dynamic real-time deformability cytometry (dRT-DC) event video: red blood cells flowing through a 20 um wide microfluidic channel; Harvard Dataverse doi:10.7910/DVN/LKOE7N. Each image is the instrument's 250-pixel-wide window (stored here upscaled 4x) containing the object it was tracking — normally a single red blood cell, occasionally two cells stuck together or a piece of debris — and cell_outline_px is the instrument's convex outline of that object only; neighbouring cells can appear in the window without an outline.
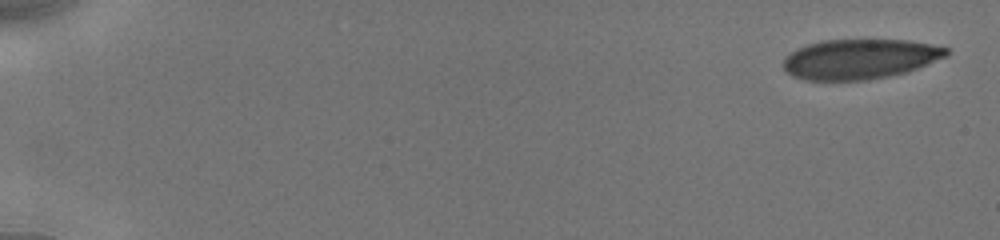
{"species": "human", "species_latin": "Homo sapiens", "temperature_condition": "cold", "stored_images_in_passage": 6, "camera_frame_rate_fps": 3000, "um_per_image_px": 0.085, "donor": {"sex": "male"}, "frame": {"image": 1, "passage_image": 1, "time_ms": 0.0, "image_size_px": [1000, 240], "cell_outline_px": [[948, 56], [916, 68], [904, 72], [888, 76], [864, 80], [804, 80], [792, 76], [784, 68], [784, 56], [796, 48], [820, 40], [908, 40], [948, 48]], "centroid_in_image_um": [73.04, 5.01], "position_along_channel_um": 12.0, "area_um2": 37.8}}
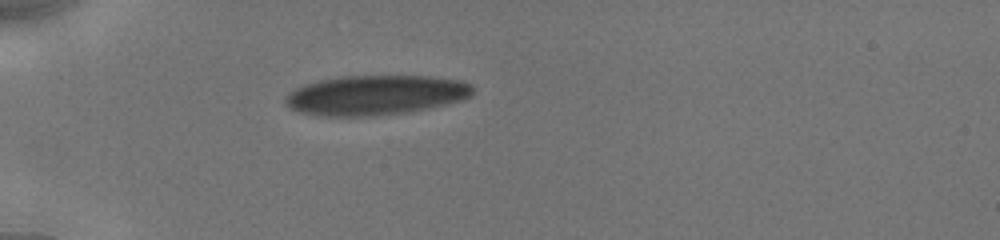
{"frame": {"image": 2, "passage_image": 6, "time_ms": 5.0, "image_size_px": [1000, 240], "cell_outline_px": [[472, 96], [464, 100], [448, 104], [408, 112], [376, 116], [320, 116], [300, 112], [292, 108], [284, 100], [288, 92], [304, 84], [320, 80], [344, 76], [428, 76], [460, 80], [472, 84]], "centroid_in_image_um": [31.96, 8.09], "position_along_channel_um": 53.0, "area_um2": 43.58}}